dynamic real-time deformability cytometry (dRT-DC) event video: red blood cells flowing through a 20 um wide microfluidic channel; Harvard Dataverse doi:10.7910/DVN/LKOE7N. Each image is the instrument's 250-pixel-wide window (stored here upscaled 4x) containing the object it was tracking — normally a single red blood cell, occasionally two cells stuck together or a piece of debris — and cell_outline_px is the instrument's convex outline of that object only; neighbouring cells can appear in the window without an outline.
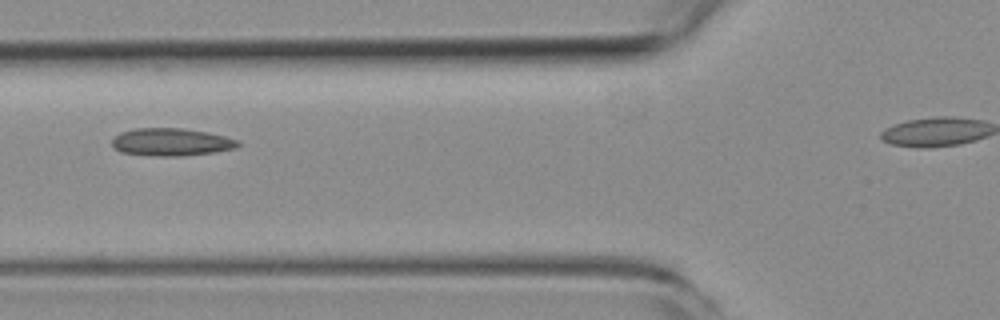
{"species": "common noctule bat (a hibernating species)", "species_latin": "Nyctalus noctula", "temperature_condition": "room temperature", "stored_images_in_passage": 6, "camera_frame_rate_fps": 3000, "um_per_image_px": 0.085, "animal": {"sex": "female", "body_mass_g": 19.3, "forearm_length_mm": 54.1}, "frame": {"image": 1, "passage_image": 3, "time_ms": 2.333, "image_size_px": [1000, 320], "cell_outline_px": [[240, 144], [236, 148], [216, 152], [184, 156], [160, 156], [120, 152], [112, 144], [112, 140], [120, 132], [136, 128], [184, 128], [208, 132], [224, 136], [236, 140]], "centroid_in_image_um": [14.57, 12.07], "position_along_channel_um": 111.2, "area_um2": 20.23}}
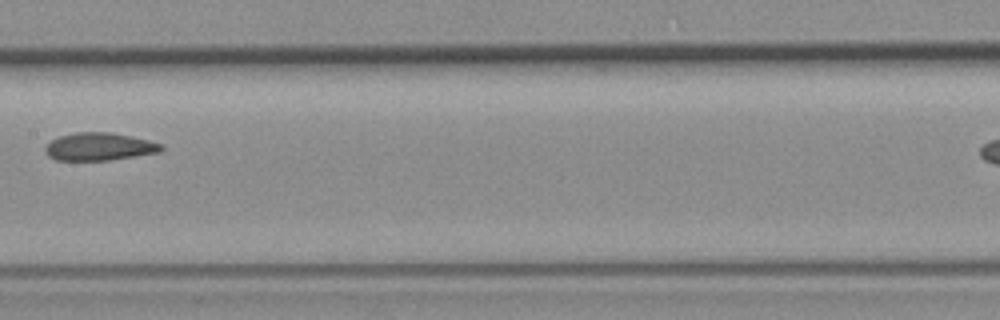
{"frame": {"image": 2, "passage_image": 5, "time_ms": 4.667, "image_size_px": [1000, 320], "cell_outline_px": [[164, 148], [160, 152], [108, 160], [56, 160], [48, 156], [44, 152], [44, 148], [52, 140], [60, 136], [76, 132], [112, 132], [132, 136], [164, 144]], "centroid_in_image_um": [8.45, 12.46], "position_along_channel_um": 199.0, "area_um2": 18.79}}
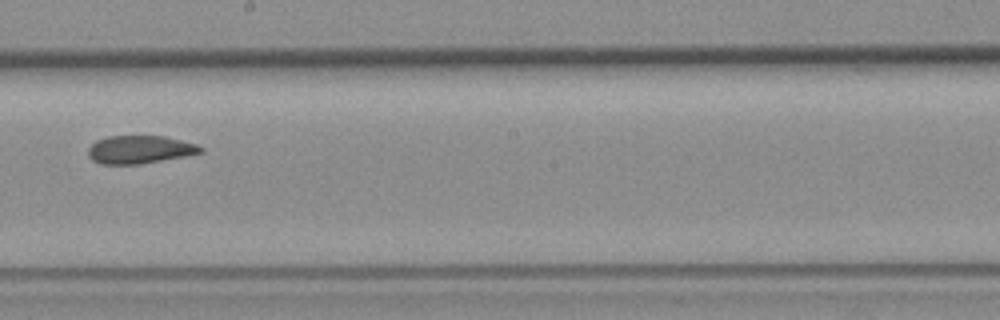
{"frame": {"image": 3, "passage_image": 6, "time_ms": 5.667, "image_size_px": [1000, 320], "cell_outline_px": [[204, 152], [184, 156], [140, 164], [100, 164], [92, 160], [88, 156], [88, 148], [96, 140], [108, 136], [164, 136], [196, 144], [204, 148]], "centroid_in_image_um": [11.86, 12.71], "position_along_channel_um": 236.3, "area_um2": 18.32}}